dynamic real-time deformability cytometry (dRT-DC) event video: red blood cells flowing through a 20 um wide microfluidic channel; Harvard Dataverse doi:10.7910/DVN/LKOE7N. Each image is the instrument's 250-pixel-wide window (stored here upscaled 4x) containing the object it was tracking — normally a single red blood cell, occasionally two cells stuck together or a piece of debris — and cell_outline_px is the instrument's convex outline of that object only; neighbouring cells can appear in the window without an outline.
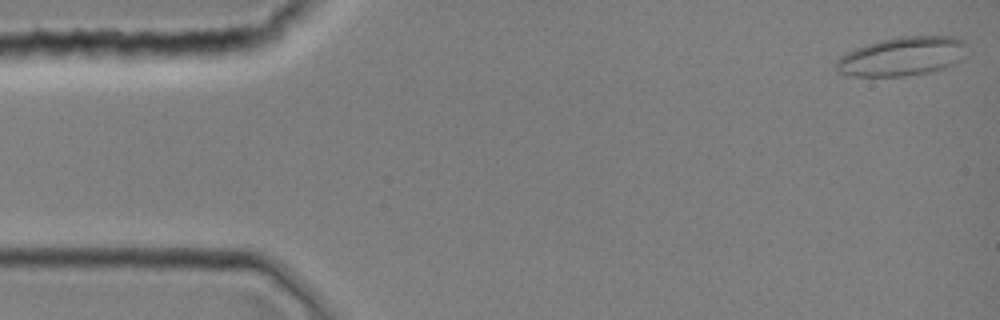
{"species": "common noctule bat (a hibernating species)", "species_latin": "Nyctalus noctula", "temperature_condition": "room temperature", "stored_images_in_passage": 11, "camera_frame_rate_fps": 3000, "um_per_image_px": 0.085, "animal": {"sex": "female", "body_mass_g": 19.0, "forearm_length_mm": 51.5}, "frame": {"image": 1, "passage_image": 1, "time_ms": 0.0, "image_size_px": [1000, 320], "cell_outline_px": [[968, 44], [960, 60], [956, 64], [932, 72], [904, 76], [848, 76], [836, 72], [836, 60], [840, 56], [856, 48], [880, 40], [900, 36], [956, 36], [964, 40]], "centroid_in_image_um": [76.7, 4.79], "position_along_channel_um": 8.3, "area_um2": 29.94}}